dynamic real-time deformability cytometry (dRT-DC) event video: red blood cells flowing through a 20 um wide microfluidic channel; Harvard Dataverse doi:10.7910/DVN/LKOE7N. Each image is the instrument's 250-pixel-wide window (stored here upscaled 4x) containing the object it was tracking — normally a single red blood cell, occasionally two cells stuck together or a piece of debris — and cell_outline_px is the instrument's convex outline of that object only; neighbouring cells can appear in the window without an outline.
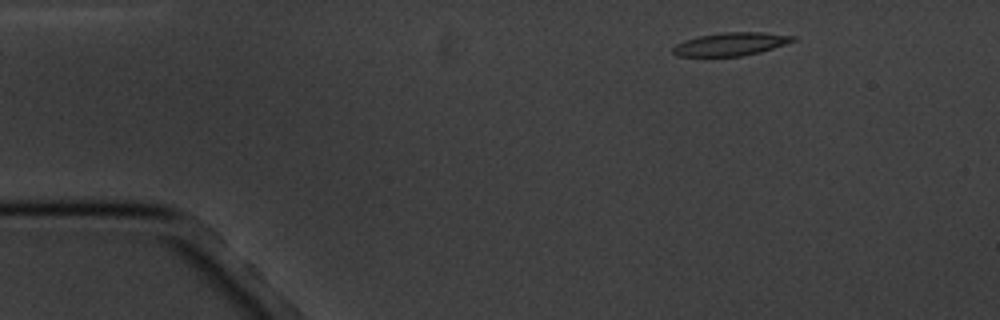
{"species": "common noctule bat (a hibernating species)", "species_latin": "Nyctalus noctula", "temperature_condition": "cold", "stored_images_in_passage": 9, "camera_frame_rate_fps": 3000, "um_per_image_px": 0.085, "animal": {"sex": "male", "body_mass_g": 20.1, "forearm_length_mm": 53.5}, "frame": {"image": 1, "passage_image": 1, "time_ms": 0.0, "image_size_px": [1000, 320], "cell_outline_px": [[796, 40], [760, 52], [740, 56], [676, 56], [672, 52], [672, 48], [676, 44], [684, 40], [700, 36], [724, 32], [764, 32], [796, 36]], "centroid_in_image_um": [62.1, 3.74], "position_along_channel_um": 22.9, "area_um2": 16.07}}
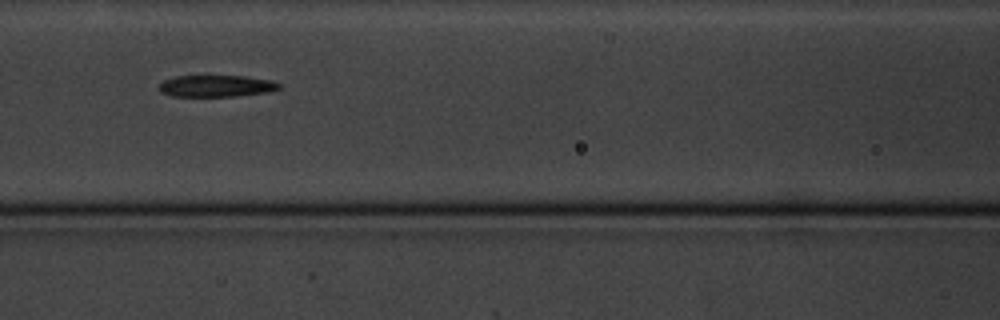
{"frame": {"image": 2, "passage_image": 6, "time_ms": 5.667, "image_size_px": [1000, 320], "cell_outline_px": [[280, 88], [268, 92], [236, 96], [172, 96], [160, 92], [160, 84], [164, 80], [176, 76], [244, 76], [272, 80], [280, 84]], "centroid_in_image_um": [18.4, 7.31], "position_along_channel_um": 148.2, "area_um2": 15.09}}
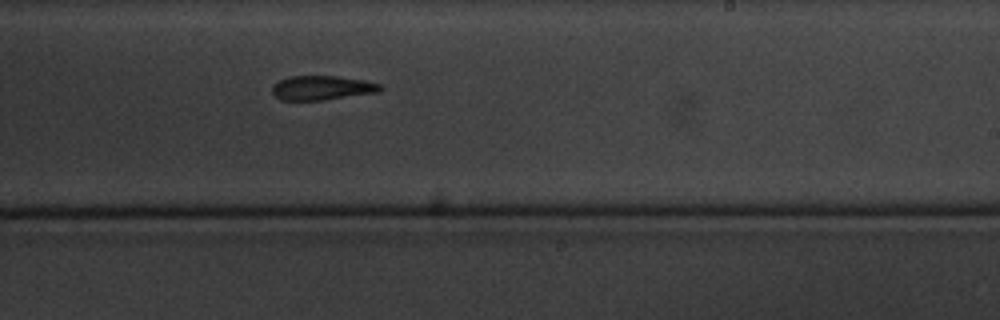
{"frame": {"image": 3, "passage_image": 9, "time_ms": 9.0, "image_size_px": [1000, 320], "cell_outline_px": [[384, 88], [380, 92], [324, 100], [280, 100], [272, 92], [272, 84], [288, 76], [336, 76], [364, 80], [380, 84]], "centroid_in_image_um": [27.38, 7.47], "position_along_channel_um": 261.6, "area_um2": 15.43}}